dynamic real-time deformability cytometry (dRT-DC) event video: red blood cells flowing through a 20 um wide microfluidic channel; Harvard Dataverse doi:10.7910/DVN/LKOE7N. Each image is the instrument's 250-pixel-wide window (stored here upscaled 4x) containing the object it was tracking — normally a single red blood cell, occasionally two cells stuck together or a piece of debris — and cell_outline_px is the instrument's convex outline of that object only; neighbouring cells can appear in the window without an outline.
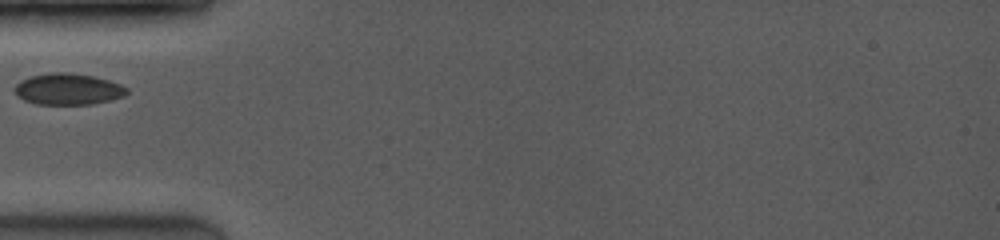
{"species": "common noctule bat (a hibernating species)", "species_latin": "Nyctalus noctula", "temperature_condition": "room temperature", "stored_images_in_passage": 17, "camera_frame_rate_fps": 3500, "um_per_image_px": 0.085, "animal": {"sex": "female", "body_mass_g": 19.0, "forearm_length_mm": 53.3}, "frame": {"image": 1, "passage_image": 1, "time_ms": 0.0, "image_size_px": [1000, 240], "cell_outline_px": [[128, 92], [124, 96], [92, 104], [36, 104], [24, 100], [16, 92], [16, 84], [20, 80], [28, 76], [48, 72], [68, 72], [92, 76], [108, 80], [120, 84], [128, 88]], "centroid_in_image_um": [5.78, 7.56], "position_along_channel_um": 79.2, "area_um2": 20.4}}